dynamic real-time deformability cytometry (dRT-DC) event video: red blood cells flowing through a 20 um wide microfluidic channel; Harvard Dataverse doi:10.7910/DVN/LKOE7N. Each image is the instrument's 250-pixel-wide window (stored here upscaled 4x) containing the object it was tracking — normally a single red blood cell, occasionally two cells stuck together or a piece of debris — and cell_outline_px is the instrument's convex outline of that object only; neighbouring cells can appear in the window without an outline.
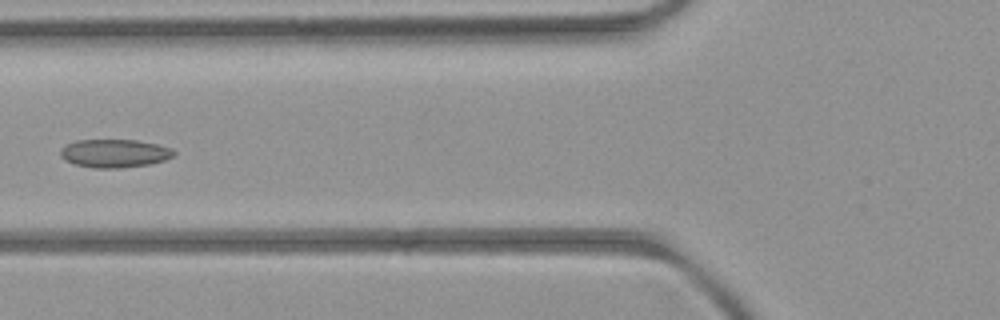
{"species": "common noctule bat (a hibernating species)", "species_latin": "Nyctalus noctula", "temperature_condition": "room temperature", "stored_images_in_passage": 5, "camera_frame_rate_fps": 3000, "um_per_image_px": 0.085, "animal": {"sex": "female", "body_mass_g": 21.9}, "frame": {"image": 1, "passage_image": 5, "time_ms": 4.667, "image_size_px": [1000, 320], "cell_outline_px": [[176, 152], [172, 156], [164, 160], [152, 164], [120, 168], [92, 168], [76, 164], [64, 160], [60, 156], [60, 152], [68, 144], [76, 140], [136, 140], [156, 144], [172, 148]], "centroid_in_image_um": [9.75, 13.04], "position_along_channel_um": 116.0, "area_um2": 18.61}}